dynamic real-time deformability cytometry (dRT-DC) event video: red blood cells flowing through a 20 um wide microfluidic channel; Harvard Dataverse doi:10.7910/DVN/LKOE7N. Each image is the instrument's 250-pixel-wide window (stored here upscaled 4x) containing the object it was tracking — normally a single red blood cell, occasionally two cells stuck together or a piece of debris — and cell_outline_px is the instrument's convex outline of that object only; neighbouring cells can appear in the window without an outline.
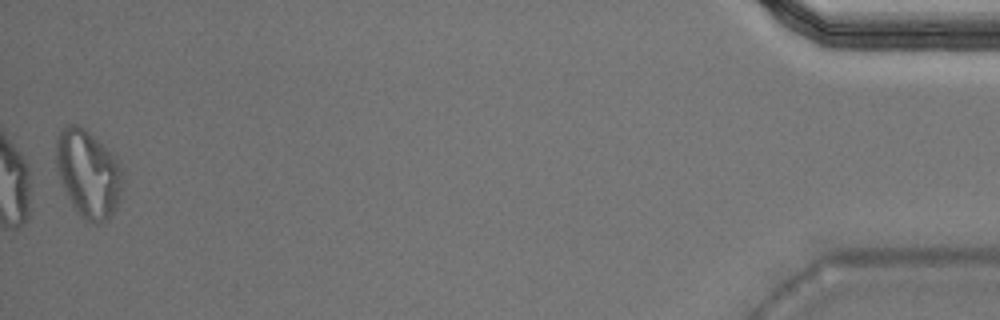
{"species": "Egyptian fruit bat (a non-hibernating species)", "species_latin": "Rousettus aegyptiacus", "temperature_condition": "warm", "stored_images_in_passage": 35, "segment_of_instrument_passage": [2, 2], "camera_frame_rate_fps": 3000, "um_per_image_px": 0.085, "animal": {"sex": "male"}, "frame": {"image": 1, "passage_image": 35, "time_ms": 11.333, "image_size_px": [1000, 320], "cell_outline_px": [[124, 180], [120, 196], [116, 208], [104, 220], [96, 224], [92, 224], [84, 220], [76, 212], [60, 184], [56, 168], [56, 136], [64, 124], [76, 124], [84, 128], [116, 156]], "centroid_in_image_um": [7.46, 14.75], "position_along_channel_um": 427.7, "area_um2": 34.33}}